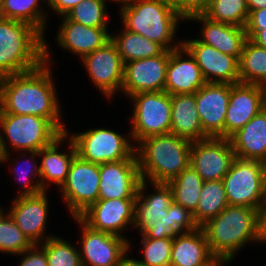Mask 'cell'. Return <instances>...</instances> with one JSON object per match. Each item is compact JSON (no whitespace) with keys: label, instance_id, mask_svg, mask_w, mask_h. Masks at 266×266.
<instances>
[{"label":"cell","instance_id":"5","mask_svg":"<svg viewBox=\"0 0 266 266\" xmlns=\"http://www.w3.org/2000/svg\"><path fill=\"white\" fill-rule=\"evenodd\" d=\"M45 62L44 35L29 23L0 17V78Z\"/></svg>","mask_w":266,"mask_h":266},{"label":"cell","instance_id":"16","mask_svg":"<svg viewBox=\"0 0 266 266\" xmlns=\"http://www.w3.org/2000/svg\"><path fill=\"white\" fill-rule=\"evenodd\" d=\"M99 172V199H136L141 181L136 152L129 159L99 164Z\"/></svg>","mask_w":266,"mask_h":266},{"label":"cell","instance_id":"52","mask_svg":"<svg viewBox=\"0 0 266 266\" xmlns=\"http://www.w3.org/2000/svg\"><path fill=\"white\" fill-rule=\"evenodd\" d=\"M265 181H266V163H265Z\"/></svg>","mask_w":266,"mask_h":266},{"label":"cell","instance_id":"37","mask_svg":"<svg viewBox=\"0 0 266 266\" xmlns=\"http://www.w3.org/2000/svg\"><path fill=\"white\" fill-rule=\"evenodd\" d=\"M33 244L17 227L10 215L4 212L0 216V253L20 255Z\"/></svg>","mask_w":266,"mask_h":266},{"label":"cell","instance_id":"13","mask_svg":"<svg viewBox=\"0 0 266 266\" xmlns=\"http://www.w3.org/2000/svg\"><path fill=\"white\" fill-rule=\"evenodd\" d=\"M236 158L230 139L208 137L193 141L190 165L203 181L222 180Z\"/></svg>","mask_w":266,"mask_h":266},{"label":"cell","instance_id":"28","mask_svg":"<svg viewBox=\"0 0 266 266\" xmlns=\"http://www.w3.org/2000/svg\"><path fill=\"white\" fill-rule=\"evenodd\" d=\"M212 256L205 234L198 227L173 239L170 266H200Z\"/></svg>","mask_w":266,"mask_h":266},{"label":"cell","instance_id":"36","mask_svg":"<svg viewBox=\"0 0 266 266\" xmlns=\"http://www.w3.org/2000/svg\"><path fill=\"white\" fill-rule=\"evenodd\" d=\"M106 0H84L72 8L66 16L88 27L107 28Z\"/></svg>","mask_w":266,"mask_h":266},{"label":"cell","instance_id":"40","mask_svg":"<svg viewBox=\"0 0 266 266\" xmlns=\"http://www.w3.org/2000/svg\"><path fill=\"white\" fill-rule=\"evenodd\" d=\"M20 256L23 259L19 266H48L46 253L39 245H33L30 249L22 252Z\"/></svg>","mask_w":266,"mask_h":266},{"label":"cell","instance_id":"27","mask_svg":"<svg viewBox=\"0 0 266 266\" xmlns=\"http://www.w3.org/2000/svg\"><path fill=\"white\" fill-rule=\"evenodd\" d=\"M170 133L191 142L208 138L202 129L195 93L171 95Z\"/></svg>","mask_w":266,"mask_h":266},{"label":"cell","instance_id":"4","mask_svg":"<svg viewBox=\"0 0 266 266\" xmlns=\"http://www.w3.org/2000/svg\"><path fill=\"white\" fill-rule=\"evenodd\" d=\"M191 145V141L172 133L141 140L135 149L141 179L148 183L175 179L190 165Z\"/></svg>","mask_w":266,"mask_h":266},{"label":"cell","instance_id":"15","mask_svg":"<svg viewBox=\"0 0 266 266\" xmlns=\"http://www.w3.org/2000/svg\"><path fill=\"white\" fill-rule=\"evenodd\" d=\"M170 50L124 64L121 91L127 98L142 92L164 91Z\"/></svg>","mask_w":266,"mask_h":266},{"label":"cell","instance_id":"21","mask_svg":"<svg viewBox=\"0 0 266 266\" xmlns=\"http://www.w3.org/2000/svg\"><path fill=\"white\" fill-rule=\"evenodd\" d=\"M12 201L8 214L33 245L42 244V241L55 236L43 235L49 213L47 191L33 196L16 197Z\"/></svg>","mask_w":266,"mask_h":266},{"label":"cell","instance_id":"31","mask_svg":"<svg viewBox=\"0 0 266 266\" xmlns=\"http://www.w3.org/2000/svg\"><path fill=\"white\" fill-rule=\"evenodd\" d=\"M240 83L259 84L266 87V48L250 39L244 43L239 59Z\"/></svg>","mask_w":266,"mask_h":266},{"label":"cell","instance_id":"49","mask_svg":"<svg viewBox=\"0 0 266 266\" xmlns=\"http://www.w3.org/2000/svg\"><path fill=\"white\" fill-rule=\"evenodd\" d=\"M162 4H165L175 11H177L181 15V0H158Z\"/></svg>","mask_w":266,"mask_h":266},{"label":"cell","instance_id":"33","mask_svg":"<svg viewBox=\"0 0 266 266\" xmlns=\"http://www.w3.org/2000/svg\"><path fill=\"white\" fill-rule=\"evenodd\" d=\"M39 2L40 0H3L0 17L29 23L44 35L47 15ZM43 3L47 4V0Z\"/></svg>","mask_w":266,"mask_h":266},{"label":"cell","instance_id":"1","mask_svg":"<svg viewBox=\"0 0 266 266\" xmlns=\"http://www.w3.org/2000/svg\"><path fill=\"white\" fill-rule=\"evenodd\" d=\"M48 50L45 40V62L38 68L0 78V113L43 117L63 134L68 130L61 119Z\"/></svg>","mask_w":266,"mask_h":266},{"label":"cell","instance_id":"2","mask_svg":"<svg viewBox=\"0 0 266 266\" xmlns=\"http://www.w3.org/2000/svg\"><path fill=\"white\" fill-rule=\"evenodd\" d=\"M154 193L148 195L147 180L141 179L135 199L134 227L146 238L175 239L181 233L195 231L198 226L192 214L173 201L168 183L150 182Z\"/></svg>","mask_w":266,"mask_h":266},{"label":"cell","instance_id":"3","mask_svg":"<svg viewBox=\"0 0 266 266\" xmlns=\"http://www.w3.org/2000/svg\"><path fill=\"white\" fill-rule=\"evenodd\" d=\"M213 256L228 262L249 242H261V212L228 205L218 216L200 227Z\"/></svg>","mask_w":266,"mask_h":266},{"label":"cell","instance_id":"35","mask_svg":"<svg viewBox=\"0 0 266 266\" xmlns=\"http://www.w3.org/2000/svg\"><path fill=\"white\" fill-rule=\"evenodd\" d=\"M39 246L46 253L48 266H82L79 248L59 236L48 238Z\"/></svg>","mask_w":266,"mask_h":266},{"label":"cell","instance_id":"14","mask_svg":"<svg viewBox=\"0 0 266 266\" xmlns=\"http://www.w3.org/2000/svg\"><path fill=\"white\" fill-rule=\"evenodd\" d=\"M92 83L106 98L121 91L124 64L115 44L110 40L101 48L81 59Z\"/></svg>","mask_w":266,"mask_h":266},{"label":"cell","instance_id":"51","mask_svg":"<svg viewBox=\"0 0 266 266\" xmlns=\"http://www.w3.org/2000/svg\"><path fill=\"white\" fill-rule=\"evenodd\" d=\"M3 211H4L3 208L0 207V216L3 213Z\"/></svg>","mask_w":266,"mask_h":266},{"label":"cell","instance_id":"47","mask_svg":"<svg viewBox=\"0 0 266 266\" xmlns=\"http://www.w3.org/2000/svg\"><path fill=\"white\" fill-rule=\"evenodd\" d=\"M266 243V204L261 211V243Z\"/></svg>","mask_w":266,"mask_h":266},{"label":"cell","instance_id":"43","mask_svg":"<svg viewBox=\"0 0 266 266\" xmlns=\"http://www.w3.org/2000/svg\"><path fill=\"white\" fill-rule=\"evenodd\" d=\"M84 0H47L49 9L59 16H65L72 8Z\"/></svg>","mask_w":266,"mask_h":266},{"label":"cell","instance_id":"50","mask_svg":"<svg viewBox=\"0 0 266 266\" xmlns=\"http://www.w3.org/2000/svg\"><path fill=\"white\" fill-rule=\"evenodd\" d=\"M110 1L119 2V3H121L120 6L123 7L125 5L131 4V3L136 2V1H140V0H110Z\"/></svg>","mask_w":266,"mask_h":266},{"label":"cell","instance_id":"32","mask_svg":"<svg viewBox=\"0 0 266 266\" xmlns=\"http://www.w3.org/2000/svg\"><path fill=\"white\" fill-rule=\"evenodd\" d=\"M204 181L196 170L189 165L175 179L168 182L173 201L186 208L191 214L197 209Z\"/></svg>","mask_w":266,"mask_h":266},{"label":"cell","instance_id":"7","mask_svg":"<svg viewBox=\"0 0 266 266\" xmlns=\"http://www.w3.org/2000/svg\"><path fill=\"white\" fill-rule=\"evenodd\" d=\"M0 129V152L2 154L0 163H6L9 160L7 142L12 146L11 148L14 147L16 152L17 150L38 152L62 135L48 119L35 115L0 113Z\"/></svg>","mask_w":266,"mask_h":266},{"label":"cell","instance_id":"38","mask_svg":"<svg viewBox=\"0 0 266 266\" xmlns=\"http://www.w3.org/2000/svg\"><path fill=\"white\" fill-rule=\"evenodd\" d=\"M141 236L143 260L140 261L147 266H170L173 239Z\"/></svg>","mask_w":266,"mask_h":266},{"label":"cell","instance_id":"26","mask_svg":"<svg viewBox=\"0 0 266 266\" xmlns=\"http://www.w3.org/2000/svg\"><path fill=\"white\" fill-rule=\"evenodd\" d=\"M229 139L237 158L266 163V107Z\"/></svg>","mask_w":266,"mask_h":266},{"label":"cell","instance_id":"44","mask_svg":"<svg viewBox=\"0 0 266 266\" xmlns=\"http://www.w3.org/2000/svg\"><path fill=\"white\" fill-rule=\"evenodd\" d=\"M257 46L266 48V27L259 30L251 39Z\"/></svg>","mask_w":266,"mask_h":266},{"label":"cell","instance_id":"30","mask_svg":"<svg viewBox=\"0 0 266 266\" xmlns=\"http://www.w3.org/2000/svg\"><path fill=\"white\" fill-rule=\"evenodd\" d=\"M228 205L223 181H204L197 209L192 214L194 222L201 227L218 216Z\"/></svg>","mask_w":266,"mask_h":266},{"label":"cell","instance_id":"8","mask_svg":"<svg viewBox=\"0 0 266 266\" xmlns=\"http://www.w3.org/2000/svg\"><path fill=\"white\" fill-rule=\"evenodd\" d=\"M222 181L229 205L262 211L266 204L264 162L236 157Z\"/></svg>","mask_w":266,"mask_h":266},{"label":"cell","instance_id":"25","mask_svg":"<svg viewBox=\"0 0 266 266\" xmlns=\"http://www.w3.org/2000/svg\"><path fill=\"white\" fill-rule=\"evenodd\" d=\"M57 33L58 45L82 59L111 40L108 28L88 27L70 20L66 15Z\"/></svg>","mask_w":266,"mask_h":266},{"label":"cell","instance_id":"46","mask_svg":"<svg viewBox=\"0 0 266 266\" xmlns=\"http://www.w3.org/2000/svg\"><path fill=\"white\" fill-rule=\"evenodd\" d=\"M126 256V254L123 256L118 266H147L143 264L140 260L128 258V256Z\"/></svg>","mask_w":266,"mask_h":266},{"label":"cell","instance_id":"9","mask_svg":"<svg viewBox=\"0 0 266 266\" xmlns=\"http://www.w3.org/2000/svg\"><path fill=\"white\" fill-rule=\"evenodd\" d=\"M133 102L131 140L169 134L171 128V95L165 91L136 93L129 97Z\"/></svg>","mask_w":266,"mask_h":266},{"label":"cell","instance_id":"18","mask_svg":"<svg viewBox=\"0 0 266 266\" xmlns=\"http://www.w3.org/2000/svg\"><path fill=\"white\" fill-rule=\"evenodd\" d=\"M182 45L195 58L206 83H240L239 60L222 53L197 38L183 40Z\"/></svg>","mask_w":266,"mask_h":266},{"label":"cell","instance_id":"48","mask_svg":"<svg viewBox=\"0 0 266 266\" xmlns=\"http://www.w3.org/2000/svg\"><path fill=\"white\" fill-rule=\"evenodd\" d=\"M224 263L227 264L229 262L221 257L212 256L206 263L200 266H223Z\"/></svg>","mask_w":266,"mask_h":266},{"label":"cell","instance_id":"45","mask_svg":"<svg viewBox=\"0 0 266 266\" xmlns=\"http://www.w3.org/2000/svg\"><path fill=\"white\" fill-rule=\"evenodd\" d=\"M249 13L266 7V0H247Z\"/></svg>","mask_w":266,"mask_h":266},{"label":"cell","instance_id":"22","mask_svg":"<svg viewBox=\"0 0 266 266\" xmlns=\"http://www.w3.org/2000/svg\"><path fill=\"white\" fill-rule=\"evenodd\" d=\"M184 56L186 58H184ZM206 81L195 58L181 45L170 50L164 91L170 95L196 93Z\"/></svg>","mask_w":266,"mask_h":266},{"label":"cell","instance_id":"53","mask_svg":"<svg viewBox=\"0 0 266 266\" xmlns=\"http://www.w3.org/2000/svg\"><path fill=\"white\" fill-rule=\"evenodd\" d=\"M2 3H3V0H0V8H1V6H2Z\"/></svg>","mask_w":266,"mask_h":266},{"label":"cell","instance_id":"11","mask_svg":"<svg viewBox=\"0 0 266 266\" xmlns=\"http://www.w3.org/2000/svg\"><path fill=\"white\" fill-rule=\"evenodd\" d=\"M99 164L76 155L67 178L59 188L71 215L79 217L99 199Z\"/></svg>","mask_w":266,"mask_h":266},{"label":"cell","instance_id":"20","mask_svg":"<svg viewBox=\"0 0 266 266\" xmlns=\"http://www.w3.org/2000/svg\"><path fill=\"white\" fill-rule=\"evenodd\" d=\"M196 106L207 137L224 138V122L230 99L229 83H205L196 93Z\"/></svg>","mask_w":266,"mask_h":266},{"label":"cell","instance_id":"23","mask_svg":"<svg viewBox=\"0 0 266 266\" xmlns=\"http://www.w3.org/2000/svg\"><path fill=\"white\" fill-rule=\"evenodd\" d=\"M68 138V140H67ZM67 140L69 151L59 152V145ZM31 155V161L36 160V157H41L40 182L43 191H46L51 183L61 187L65 182L71 163L77 155V150L74 141L69 137L68 132L63 133L52 144L40 149L38 152H26ZM70 153V154H69ZM48 185V186H47ZM47 186V187H46Z\"/></svg>","mask_w":266,"mask_h":266},{"label":"cell","instance_id":"24","mask_svg":"<svg viewBox=\"0 0 266 266\" xmlns=\"http://www.w3.org/2000/svg\"><path fill=\"white\" fill-rule=\"evenodd\" d=\"M186 20L203 23L200 31L201 38H197L200 42L240 59L247 40L245 27L217 22L207 18L203 13L190 15Z\"/></svg>","mask_w":266,"mask_h":266},{"label":"cell","instance_id":"34","mask_svg":"<svg viewBox=\"0 0 266 266\" xmlns=\"http://www.w3.org/2000/svg\"><path fill=\"white\" fill-rule=\"evenodd\" d=\"M202 13L211 20L240 27H245L249 18L247 0H209Z\"/></svg>","mask_w":266,"mask_h":266},{"label":"cell","instance_id":"6","mask_svg":"<svg viewBox=\"0 0 266 266\" xmlns=\"http://www.w3.org/2000/svg\"><path fill=\"white\" fill-rule=\"evenodd\" d=\"M123 27L147 37L165 50H174L182 40L173 44L179 21H186L177 11L158 0H140L120 8ZM173 44V45H172Z\"/></svg>","mask_w":266,"mask_h":266},{"label":"cell","instance_id":"29","mask_svg":"<svg viewBox=\"0 0 266 266\" xmlns=\"http://www.w3.org/2000/svg\"><path fill=\"white\" fill-rule=\"evenodd\" d=\"M111 41L115 44L123 64L132 60L155 57L165 50L158 43L124 27L120 34L115 36L111 34Z\"/></svg>","mask_w":266,"mask_h":266},{"label":"cell","instance_id":"39","mask_svg":"<svg viewBox=\"0 0 266 266\" xmlns=\"http://www.w3.org/2000/svg\"><path fill=\"white\" fill-rule=\"evenodd\" d=\"M29 162L27 164V167H24V163H22L23 166L21 164V167H20L21 169H19V167H17V166H20V165H18L19 163H17L15 165V162H14V167H15L14 171H16L15 173H17L16 175L19 177V178L16 177L17 181L20 180L19 181V182H21L20 184L21 185L23 184V186L25 185L24 186L25 189L22 187L21 188L22 190L19 191V194L16 197L33 196V195H37V194L43 192L42 187H41V182H40V168L38 166V163L34 162V163H36V165H35V164H33V162H31L32 165H35V168H34V166L32 168V166ZM32 181L35 183H33Z\"/></svg>","mask_w":266,"mask_h":266},{"label":"cell","instance_id":"12","mask_svg":"<svg viewBox=\"0 0 266 266\" xmlns=\"http://www.w3.org/2000/svg\"><path fill=\"white\" fill-rule=\"evenodd\" d=\"M75 221L82 228L79 253L82 266H118L130 251L131 242L113 234L97 231L79 217Z\"/></svg>","mask_w":266,"mask_h":266},{"label":"cell","instance_id":"19","mask_svg":"<svg viewBox=\"0 0 266 266\" xmlns=\"http://www.w3.org/2000/svg\"><path fill=\"white\" fill-rule=\"evenodd\" d=\"M135 200L98 199L79 218L90 228L125 238L121 232L134 226Z\"/></svg>","mask_w":266,"mask_h":266},{"label":"cell","instance_id":"42","mask_svg":"<svg viewBox=\"0 0 266 266\" xmlns=\"http://www.w3.org/2000/svg\"><path fill=\"white\" fill-rule=\"evenodd\" d=\"M209 0H181V16L186 20L190 15L202 13Z\"/></svg>","mask_w":266,"mask_h":266},{"label":"cell","instance_id":"10","mask_svg":"<svg viewBox=\"0 0 266 266\" xmlns=\"http://www.w3.org/2000/svg\"><path fill=\"white\" fill-rule=\"evenodd\" d=\"M69 137L75 143L77 155L92 163L102 164L129 159L136 149V145L130 141L131 137H125L107 128H90Z\"/></svg>","mask_w":266,"mask_h":266},{"label":"cell","instance_id":"17","mask_svg":"<svg viewBox=\"0 0 266 266\" xmlns=\"http://www.w3.org/2000/svg\"><path fill=\"white\" fill-rule=\"evenodd\" d=\"M265 107V86L245 83L230 84L224 138L229 139Z\"/></svg>","mask_w":266,"mask_h":266},{"label":"cell","instance_id":"41","mask_svg":"<svg viewBox=\"0 0 266 266\" xmlns=\"http://www.w3.org/2000/svg\"><path fill=\"white\" fill-rule=\"evenodd\" d=\"M266 27V7L249 13L248 22L245 26L247 39H251L259 30Z\"/></svg>","mask_w":266,"mask_h":266}]
</instances>
